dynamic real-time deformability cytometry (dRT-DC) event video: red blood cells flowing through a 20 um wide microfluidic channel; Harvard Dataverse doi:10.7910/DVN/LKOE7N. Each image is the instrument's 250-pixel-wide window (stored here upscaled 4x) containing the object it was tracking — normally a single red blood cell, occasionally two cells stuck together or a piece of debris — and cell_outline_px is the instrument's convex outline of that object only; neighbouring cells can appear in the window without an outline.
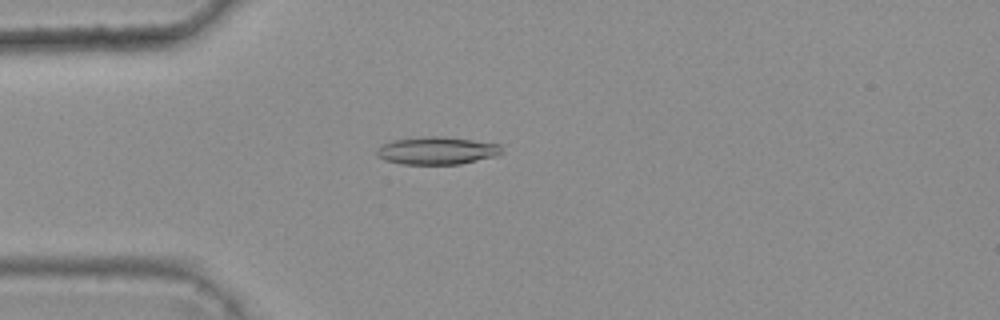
{"species": "common noctule bat (a hibernating species)", "species_latin": "Nyctalus noctula", "temperature_condition": "warm", "stored_images_in_passage": 4, "camera_frame_rate_fps": 3000, "um_per_image_px": 0.085, "animal": {"sex": "female", "body_mass_g": 25.1}, "frame": {"image": 1, "passage_image": 4, "time_ms": 1.0, "image_size_px": [1000, 320], "cell_outline_px": [[504, 152], [496, 156], [460, 164], [400, 164], [384, 160], [376, 152], [376, 148], [392, 140], [428, 136], [440, 136], [472, 140], [500, 144]], "centroid_in_image_um": [37.15, 12.8], "position_along_channel_um": 47.8, "area_um2": 20.11}}